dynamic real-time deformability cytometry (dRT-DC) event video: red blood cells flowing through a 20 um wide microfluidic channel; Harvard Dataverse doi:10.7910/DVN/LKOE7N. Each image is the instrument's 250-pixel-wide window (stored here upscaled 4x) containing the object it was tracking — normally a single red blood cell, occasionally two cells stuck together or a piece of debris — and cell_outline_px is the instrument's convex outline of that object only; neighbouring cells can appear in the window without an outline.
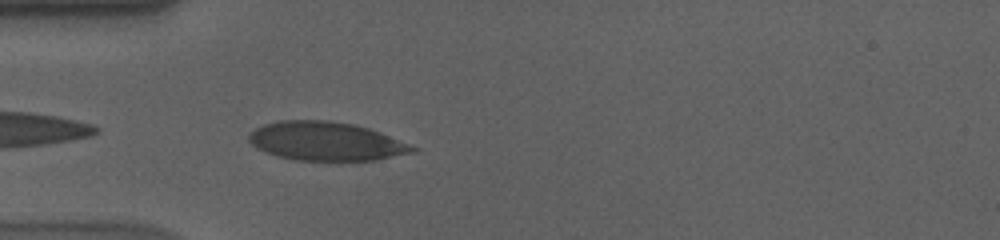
{"species": "human", "species_latin": "Homo sapiens", "temperature_condition": "cold", "stored_images_in_passage": 26, "camera_frame_rate_fps": 3000, "um_per_image_px": 0.085, "donor": {"sex": "male"}, "frame": {"image": 1, "passage_image": 2, "time_ms": 0.333, "image_size_px": [1000, 240], "cell_outline_px": [[420, 148], [416, 152], [376, 160], [292, 160], [276, 156], [264, 152], [256, 148], [248, 140], [248, 136], [256, 128], [264, 124], [280, 120], [328, 120], [352, 124], [368, 128], [380, 132]], "centroid_in_image_um": [27.71, 12.01], "position_along_channel_um": 57.3, "area_um2": 37.05}}
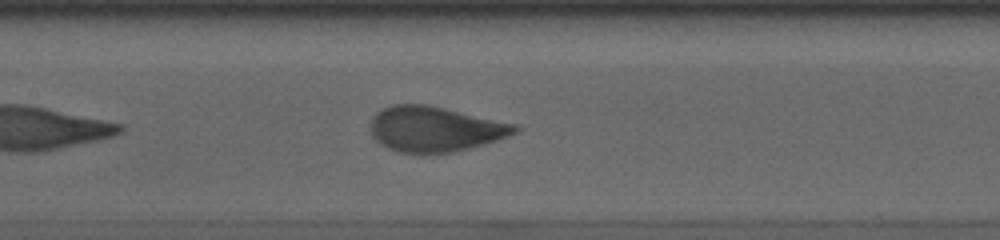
{"frame": {"image": 2, "passage_image": 12, "time_ms": 3.667, "image_size_px": [1000, 240], "cell_outline_px": [[520, 132], [496, 140], [468, 148], [452, 152], [428, 156], [420, 156], [400, 152], [388, 148], [380, 144], [372, 136], [372, 116], [376, 112], [392, 104], [428, 104], [516, 124], [520, 128]], "centroid_in_image_um": [36.96, 10.99], "position_along_channel_um": 170.4, "area_um2": 38.61}}
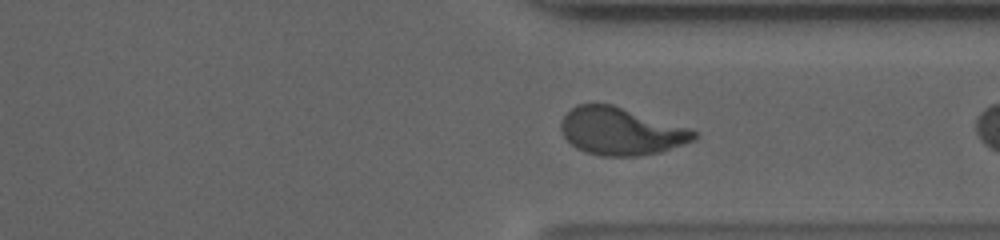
{"frame": {"image": 3, "passage_image": 25, "time_ms": 8.0, "image_size_px": [1000, 240], "cell_outline_px": [[696, 140], [660, 152], [636, 156], [600, 156], [584, 152], [576, 148], [564, 136], [560, 128], [560, 120], [576, 104], [612, 104], [688, 128], [696, 132]], "centroid_in_image_um": [52.75, 11.17], "position_along_channel_um": 358.6, "area_um2": 36.65}}